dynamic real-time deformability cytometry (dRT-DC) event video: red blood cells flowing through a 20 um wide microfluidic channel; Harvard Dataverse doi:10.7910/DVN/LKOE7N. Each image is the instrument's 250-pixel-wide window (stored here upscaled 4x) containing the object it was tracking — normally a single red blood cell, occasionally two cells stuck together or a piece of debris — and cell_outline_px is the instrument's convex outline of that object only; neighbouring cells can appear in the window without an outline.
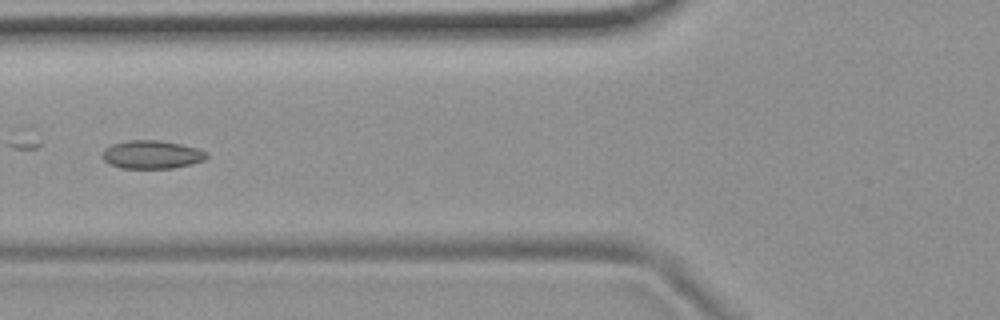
{"species": "common noctule bat (a hibernating species)", "species_latin": "Nyctalus noctula", "temperature_condition": "room temperature", "stored_images_in_passage": 10, "camera_frame_rate_fps": 3000, "um_per_image_px": 0.085, "animal": {"sex": "female", "body_mass_g": 19.9}, "frame": {"image": 1, "passage_image": 5, "time_ms": 1.333, "image_size_px": [1000, 320], "cell_outline_px": [[208, 156], [204, 160], [192, 164], [172, 168], [120, 168], [108, 164], [100, 156], [104, 148], [112, 144], [128, 140], [160, 140], [180, 144], [196, 148], [208, 152]], "centroid_in_image_um": [12.87, 13.14], "position_along_channel_um": 112.9, "area_um2": 17.34}}
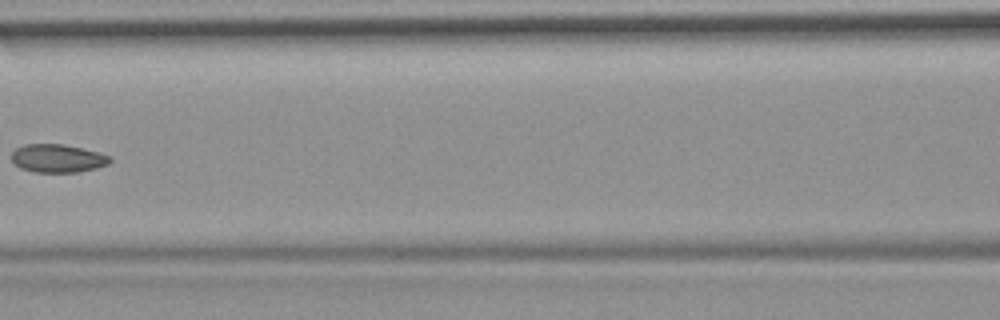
{"frame": {"image": 2, "passage_image": 6, "time_ms": 1.667, "image_size_px": [1000, 320], "cell_outline_px": [[112, 160], [108, 164], [96, 168], [76, 172], [36, 172], [20, 168], [12, 160], [12, 152], [16, 148], [24, 144], [64, 144], [100, 152], [112, 156]], "centroid_in_image_um": [4.93, 13.45], "position_along_channel_um": 161.7, "area_um2": 16.24}}
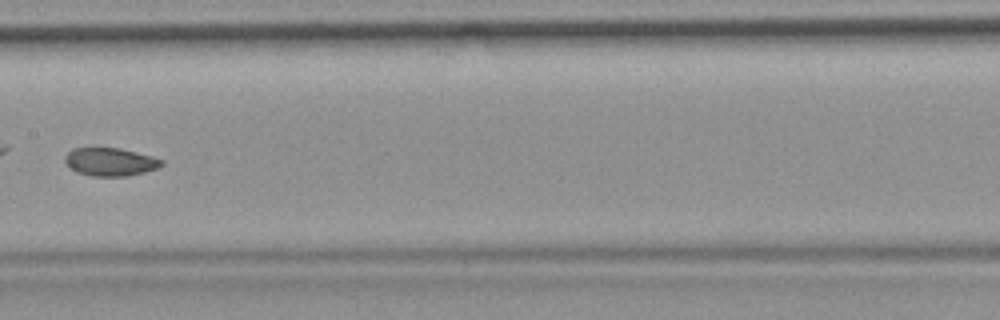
{"frame": {"image": 3, "passage_image": 7, "time_ms": 2.0, "image_size_px": [1000, 320], "cell_outline_px": [[164, 164], [156, 168], [144, 172], [128, 176], [92, 176], [76, 172], [64, 160], [64, 156], [72, 148], [92, 144], [120, 148], [152, 156], [164, 160]], "centroid_in_image_um": [9.32, 13.7], "position_along_channel_um": 198.1, "area_um2": 16.47}}